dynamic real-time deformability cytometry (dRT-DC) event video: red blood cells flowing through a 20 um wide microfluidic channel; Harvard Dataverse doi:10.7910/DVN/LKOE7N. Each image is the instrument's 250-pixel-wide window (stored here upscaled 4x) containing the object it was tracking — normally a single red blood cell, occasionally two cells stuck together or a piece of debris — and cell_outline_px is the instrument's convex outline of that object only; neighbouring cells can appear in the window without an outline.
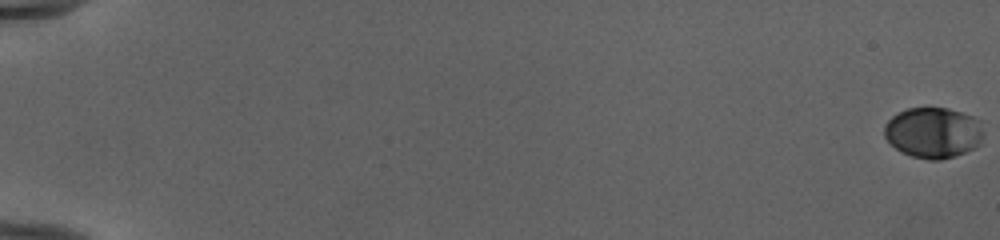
{"species": "human", "species_latin": "Homo sapiens", "temperature_condition": "cold", "stored_images_in_passage": 55, "camera_frame_rate_fps": 3000, "um_per_image_px": 0.085, "donor": {"sex": "female"}, "frame": {"image": 1, "passage_image": 1, "time_ms": 0.0, "image_size_px": [1000, 240], "cell_outline_px": [[984, 132], [980, 144], [976, 148], [956, 156], [940, 160], [928, 160], [912, 156], [900, 152], [884, 136], [884, 124], [896, 112], [908, 108], [948, 108], [972, 116], [980, 120]], "centroid_in_image_um": [79.34, 11.28], "position_along_channel_um": 5.7, "area_um2": 29.71}}
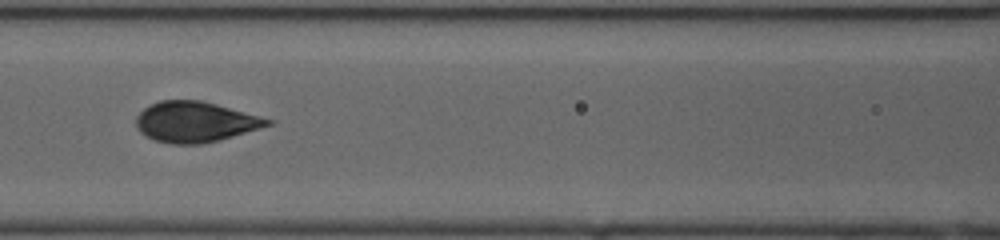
{"frame": {"image": 2, "passage_image": 28, "time_ms": 9.0, "image_size_px": [1000, 240], "cell_outline_px": [[276, 124], [220, 140], [200, 144], [168, 144], [152, 140], [140, 132], [136, 128], [136, 116], [148, 104], [160, 100], [200, 100], [216, 104], [276, 120]], "centroid_in_image_um": [16.61, 10.37], "position_along_channel_um": 150.0, "area_um2": 31.56}}
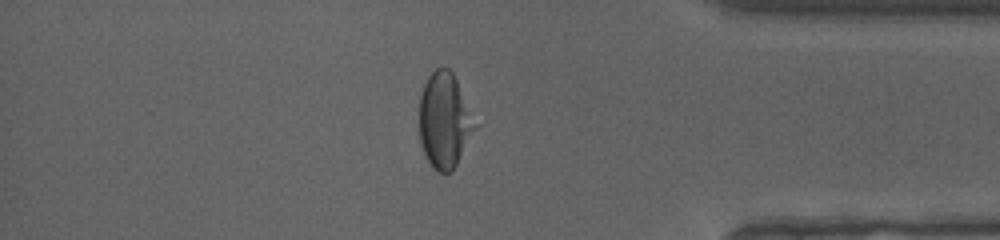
{"frame": {"image": 3, "passage_image": 48, "time_ms": 15.667, "image_size_px": [1000, 240], "cell_outline_px": [[476, 128], [452, 172], [436, 172], [432, 168], [424, 152], [420, 140], [420, 96], [424, 84], [428, 76], [436, 68], [448, 68], [452, 72], [456, 80], [476, 124]], "centroid_in_image_um": [37.76, 10.26], "position_along_channel_um": 397.4, "area_um2": 30.35}, "authors_computed_cell_mechanics": {"area_um2": 31.3276, "velocity_mm_per_s": 3.9849, "shape_relaxation_time_tau1_ms": 4.0348, "shape_relaxation_time_tau2_ms": null, "deformation_change_tau1": 0.1843, "deformation_change_tau2": null}}